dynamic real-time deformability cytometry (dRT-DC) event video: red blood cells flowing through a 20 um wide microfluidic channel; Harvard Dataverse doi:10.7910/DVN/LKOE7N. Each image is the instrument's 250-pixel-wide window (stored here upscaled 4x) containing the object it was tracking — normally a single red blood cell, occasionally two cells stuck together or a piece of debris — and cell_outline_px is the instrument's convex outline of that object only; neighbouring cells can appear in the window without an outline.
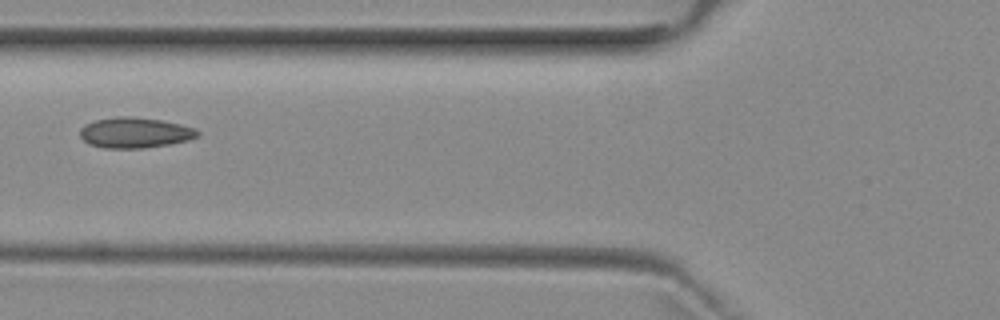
{"species": "common noctule bat (a hibernating species)", "species_latin": "Nyctalus noctula", "temperature_condition": "room temperature", "stored_images_in_passage": 5, "camera_frame_rate_fps": 3000, "um_per_image_px": 0.085, "animal": {"sex": "female", "body_mass_g": 29.2, "forearm_length_mm": 56.3}, "frame": {"image": 1, "passage_image": 5, "time_ms": 6.333, "image_size_px": [1000, 320], "cell_outline_px": [[200, 136], [188, 140], [168, 144], [144, 148], [104, 148], [88, 144], [80, 136], [80, 128], [84, 124], [96, 120], [116, 116], [128, 116], [160, 120], [180, 124], [196, 128], [200, 132]], "centroid_in_image_um": [11.46, 11.28], "position_along_channel_um": 114.3, "area_um2": 20.98}}